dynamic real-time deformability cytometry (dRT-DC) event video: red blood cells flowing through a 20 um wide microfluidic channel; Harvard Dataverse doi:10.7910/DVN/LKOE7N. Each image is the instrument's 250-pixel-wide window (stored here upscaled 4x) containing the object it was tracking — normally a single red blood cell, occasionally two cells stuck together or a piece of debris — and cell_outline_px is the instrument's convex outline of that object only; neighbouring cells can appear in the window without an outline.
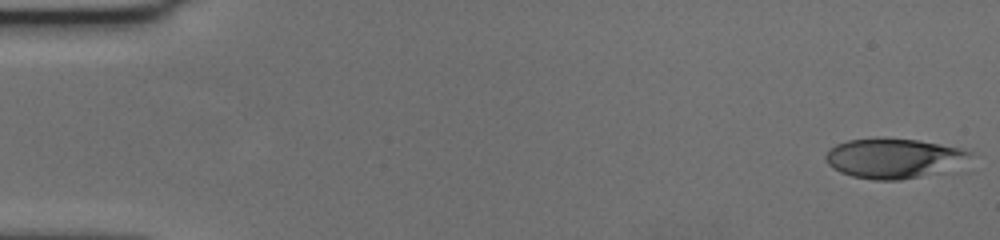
{"species": "human", "species_latin": "Homo sapiens", "temperature_condition": "cold", "stored_images_in_passage": 58, "camera_frame_rate_fps": 3000, "um_per_image_px": 0.085, "donor": {"sex": "female"}, "frame": {"image": 1, "passage_image": 1, "time_ms": 0.0, "image_size_px": [1000, 240], "cell_outline_px": [[972, 152], [944, 172], [900, 180], [876, 180], [852, 176], [840, 172], [832, 168], [828, 164], [824, 156], [836, 144], [848, 140], [916, 140], [960, 148]], "centroid_in_image_um": [75.88, 13.49], "position_along_channel_um": 9.1, "area_um2": 32.25}}
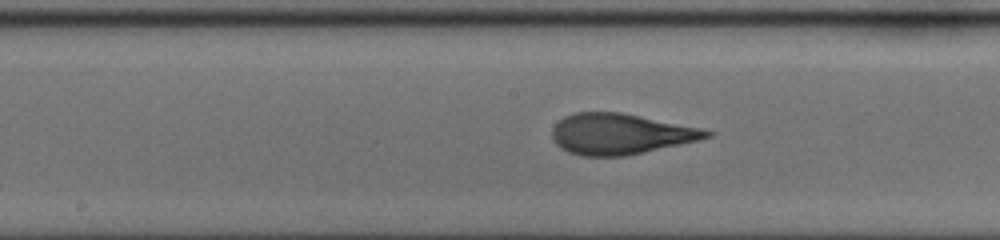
{"frame": {"image": 2, "passage_image": 30, "time_ms": 9.667, "image_size_px": [1000, 240], "cell_outline_px": [[712, 136], [700, 140], [644, 152], [624, 156], [580, 156], [568, 152], [560, 148], [552, 140], [552, 128], [564, 116], [576, 112], [620, 112], [700, 128], [712, 132]], "centroid_in_image_um": [52.68, 11.39], "position_along_channel_um": 195.5, "area_um2": 36.53}}
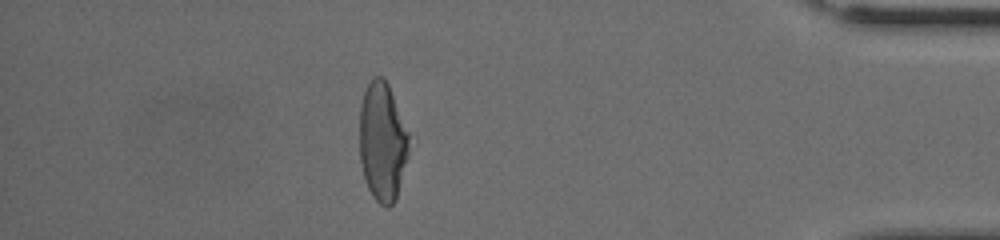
{"frame": {"image": 3, "passage_image": 51, "time_ms": 16.667, "image_size_px": [1000, 240], "cell_outline_px": [[408, 156], [396, 200], [388, 208], [380, 204], [372, 196], [368, 188], [364, 176], [360, 160], [360, 104], [364, 92], [372, 76], [380, 76], [388, 84], [408, 132]], "centroid_in_image_um": [32.5, 12.07], "position_along_channel_um": 402.7, "area_um2": 34.04}, "authors_computed_cell_mechanics": {"area_um2": 35.9516, "velocity_mm_per_s": 3.5726, "shape_relaxation_time_tau1_ms": 5.9882, "shape_relaxation_time_tau2_ms": 0.933, "deformation_change_tau1": 0.2369, "deformation_change_tau2": 0.0904}}